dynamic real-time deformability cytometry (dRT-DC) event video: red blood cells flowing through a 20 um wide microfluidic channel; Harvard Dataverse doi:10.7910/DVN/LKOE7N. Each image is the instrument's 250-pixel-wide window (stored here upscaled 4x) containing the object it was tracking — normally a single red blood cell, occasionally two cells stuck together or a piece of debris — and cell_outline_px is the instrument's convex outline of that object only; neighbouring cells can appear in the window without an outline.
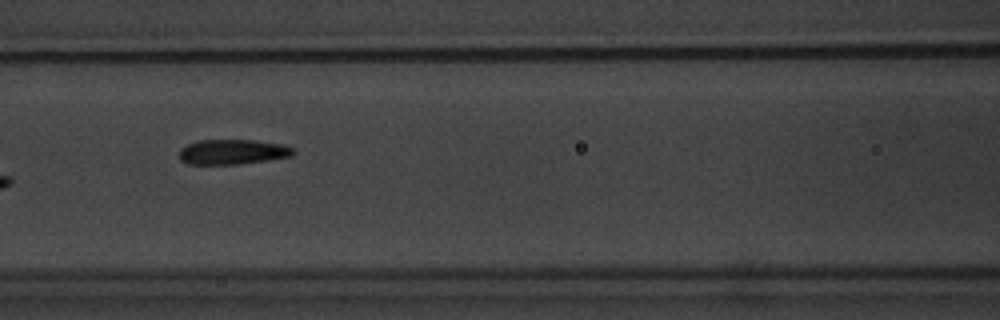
{"species": "common noctule bat (a hibernating species)", "species_latin": "Nyctalus noctula", "temperature_condition": "warm", "stored_images_in_passage": 15, "camera_frame_rate_fps": 3000, "um_per_image_px": 0.085, "animal": {"sex": "male", "body_mass_g": 20.1, "forearm_length_mm": 53.5}, "frame": {"image": 1, "passage_image": 7, "time_ms": 8.0, "image_size_px": [1000, 320], "cell_outline_px": [[296, 152], [292, 156], [268, 160], [236, 164], [188, 164], [180, 160], [180, 148], [188, 144], [200, 140], [256, 140], [280, 144], [296, 148]], "centroid_in_image_um": [19.8, 12.91], "position_along_channel_um": 146.8, "area_um2": 16.65}}
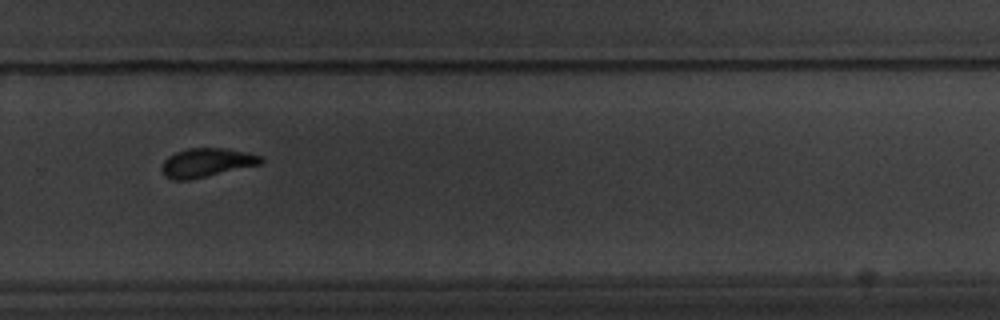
{"frame": {"image": 2, "passage_image": 11, "time_ms": 12.667, "image_size_px": [1000, 320], "cell_outline_px": [[264, 160], [260, 164], [188, 180], [172, 180], [164, 176], [160, 168], [164, 160], [168, 156], [176, 152], [188, 148], [224, 148], [264, 156]], "centroid_in_image_um": [17.52, 13.82], "position_along_channel_um": 312.3, "area_um2": 16.59}}
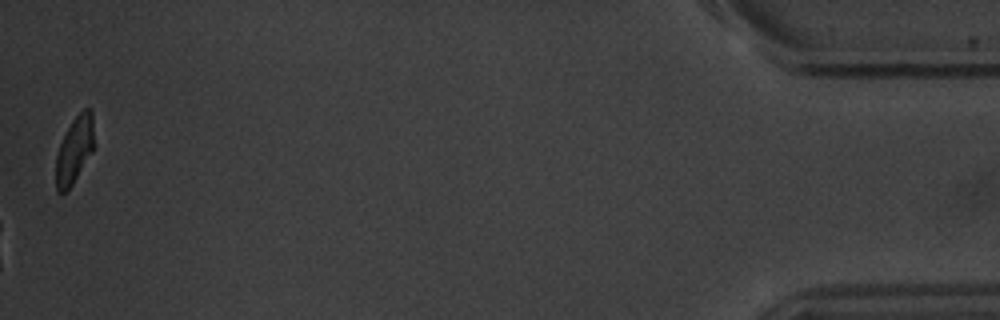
{"frame": {"image": 3, "passage_image": 15, "time_ms": 18.333, "image_size_px": [1000, 320], "cell_outline_px": [[96, 144], [92, 152], [72, 184], [64, 192], [56, 192], [56, 156], [60, 144], [72, 120], [84, 108], [92, 108]], "centroid_in_image_um": [6.38, 12.69], "position_along_channel_um": 428.8, "area_um2": 14.97}, "authors_computed_cell_mechanics": {"area_um2": 17.629, "velocity_mm_per_s": 3.546, "shape_relaxation_time_tau1_ms": 3.0337, "shape_relaxation_time_tau2_ms": 2.7118, "deformation_change_tau1": 0.2006, "deformation_change_tau2": 0.1045}}